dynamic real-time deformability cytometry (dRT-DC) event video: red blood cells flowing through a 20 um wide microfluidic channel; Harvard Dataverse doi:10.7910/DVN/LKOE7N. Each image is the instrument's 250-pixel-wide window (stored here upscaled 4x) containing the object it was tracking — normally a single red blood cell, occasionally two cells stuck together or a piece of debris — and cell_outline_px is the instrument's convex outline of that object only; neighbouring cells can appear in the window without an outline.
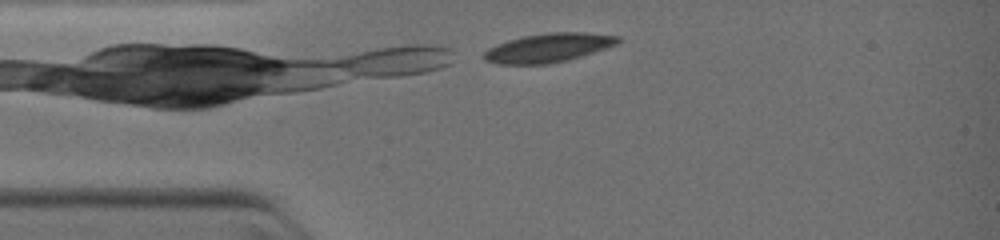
{"species": "common noctule bat (a hibernating species)", "species_latin": "Nyctalus noctula", "temperature_condition": "warm", "stored_images_in_passage": 3, "camera_frame_rate_fps": 3000, "um_per_image_px": 0.085, "animal": {"sex": "female", "body_mass_g": 19.0, "forearm_length_mm": 51.5}, "frame": {"image": 1, "passage_image": 1, "time_ms": 0.0, "image_size_px": [1000, 240], "cell_outline_px": [[620, 40], [616, 44], [568, 60], [548, 64], [496, 64], [484, 60], [480, 56], [488, 48], [496, 44], [508, 40], [524, 36], [548, 32], [584, 32], [620, 36]], "centroid_in_image_um": [46.54, 4.06], "position_along_channel_um": 38.5, "area_um2": 22.54}}
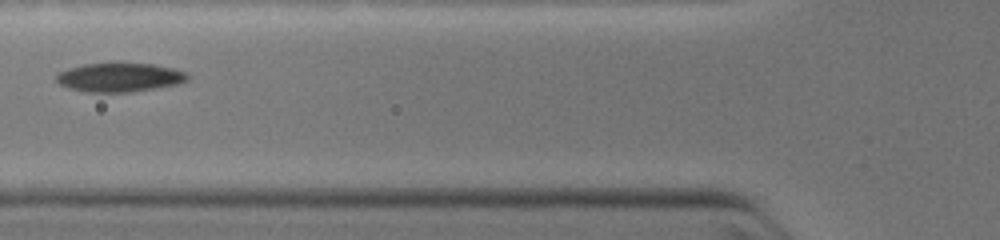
{"frame": {"image": 2, "passage_image": 3, "time_ms": 2.0, "image_size_px": [1000, 240], "cell_outline_px": [[188, 80], [180, 84], [132, 92], [84, 92], [68, 88], [60, 84], [56, 80], [56, 72], [68, 68], [84, 64], [152, 64], [172, 68], [184, 72], [188, 76]], "centroid_in_image_um": [10.13, 6.59], "position_along_channel_um": 115.7, "area_um2": 22.02}}